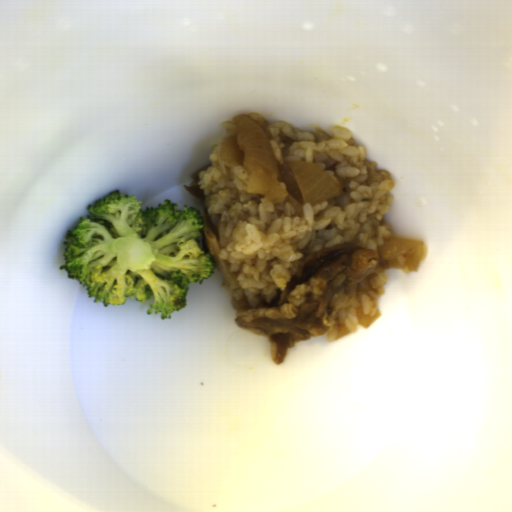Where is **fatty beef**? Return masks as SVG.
Returning a JSON list of instances; mask_svg holds the SVG:
<instances>
[{"label":"fatty beef","instance_id":"8fa450e3","mask_svg":"<svg viewBox=\"0 0 512 512\" xmlns=\"http://www.w3.org/2000/svg\"><path fill=\"white\" fill-rule=\"evenodd\" d=\"M426 255L423 242L400 236L378 251L352 241L320 250L301 263L267 306L244 307L232 322L269 339L271 360L281 364L293 344L329 332L326 306L337 289L369 272L415 271Z\"/></svg>","mask_w":512,"mask_h":512},{"label":"fatty beef","instance_id":"1bbc456c","mask_svg":"<svg viewBox=\"0 0 512 512\" xmlns=\"http://www.w3.org/2000/svg\"><path fill=\"white\" fill-rule=\"evenodd\" d=\"M280 173V184L286 189L302 207L305 204L298 182L292 170L291 162L278 166Z\"/></svg>","mask_w":512,"mask_h":512},{"label":"fatty beef","instance_id":"5ad873be","mask_svg":"<svg viewBox=\"0 0 512 512\" xmlns=\"http://www.w3.org/2000/svg\"><path fill=\"white\" fill-rule=\"evenodd\" d=\"M210 166L211 165L209 163L208 165H206L203 168H198L197 170H195L193 173L190 174V177L193 179L192 183L190 185H184L183 184V186H184V188L186 189L187 192H189L193 196L198 197V198H200L202 200L206 199V197H205L204 190L199 187V183L201 181V177H200L199 173L202 172V171H207V169Z\"/></svg>","mask_w":512,"mask_h":512},{"label":"fatty beef","instance_id":"51303b74","mask_svg":"<svg viewBox=\"0 0 512 512\" xmlns=\"http://www.w3.org/2000/svg\"><path fill=\"white\" fill-rule=\"evenodd\" d=\"M209 207H204L201 211V216L204 220V229L208 228L211 230L216 239L219 241L220 233L217 224L214 221L213 214L208 211Z\"/></svg>","mask_w":512,"mask_h":512}]
</instances>
